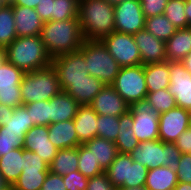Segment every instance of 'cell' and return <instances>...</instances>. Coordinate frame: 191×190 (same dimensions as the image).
<instances>
[{"label": "cell", "mask_w": 191, "mask_h": 190, "mask_svg": "<svg viewBox=\"0 0 191 190\" xmlns=\"http://www.w3.org/2000/svg\"><path fill=\"white\" fill-rule=\"evenodd\" d=\"M186 154L191 159V150L188 153H186Z\"/></svg>", "instance_id": "obj_61"}, {"label": "cell", "mask_w": 191, "mask_h": 190, "mask_svg": "<svg viewBox=\"0 0 191 190\" xmlns=\"http://www.w3.org/2000/svg\"><path fill=\"white\" fill-rule=\"evenodd\" d=\"M9 3V0H0V9L7 6Z\"/></svg>", "instance_id": "obj_58"}, {"label": "cell", "mask_w": 191, "mask_h": 190, "mask_svg": "<svg viewBox=\"0 0 191 190\" xmlns=\"http://www.w3.org/2000/svg\"><path fill=\"white\" fill-rule=\"evenodd\" d=\"M13 14L17 37L41 35L44 21L35 9L13 5Z\"/></svg>", "instance_id": "obj_19"}, {"label": "cell", "mask_w": 191, "mask_h": 190, "mask_svg": "<svg viewBox=\"0 0 191 190\" xmlns=\"http://www.w3.org/2000/svg\"><path fill=\"white\" fill-rule=\"evenodd\" d=\"M51 65L57 73L62 91L69 86V81L85 80L89 75L84 56L79 50L53 58Z\"/></svg>", "instance_id": "obj_11"}, {"label": "cell", "mask_w": 191, "mask_h": 190, "mask_svg": "<svg viewBox=\"0 0 191 190\" xmlns=\"http://www.w3.org/2000/svg\"><path fill=\"white\" fill-rule=\"evenodd\" d=\"M48 137L58 150L74 148L82 143L78 140L74 121H61L48 126Z\"/></svg>", "instance_id": "obj_20"}, {"label": "cell", "mask_w": 191, "mask_h": 190, "mask_svg": "<svg viewBox=\"0 0 191 190\" xmlns=\"http://www.w3.org/2000/svg\"><path fill=\"white\" fill-rule=\"evenodd\" d=\"M176 173L178 176V183L191 184V159L187 154H182Z\"/></svg>", "instance_id": "obj_45"}, {"label": "cell", "mask_w": 191, "mask_h": 190, "mask_svg": "<svg viewBox=\"0 0 191 190\" xmlns=\"http://www.w3.org/2000/svg\"><path fill=\"white\" fill-rule=\"evenodd\" d=\"M144 29L164 42H166L177 30L164 14L146 18Z\"/></svg>", "instance_id": "obj_31"}, {"label": "cell", "mask_w": 191, "mask_h": 190, "mask_svg": "<svg viewBox=\"0 0 191 190\" xmlns=\"http://www.w3.org/2000/svg\"><path fill=\"white\" fill-rule=\"evenodd\" d=\"M129 111L133 116L131 128L139 142L159 139V113L147 99L132 103Z\"/></svg>", "instance_id": "obj_9"}, {"label": "cell", "mask_w": 191, "mask_h": 190, "mask_svg": "<svg viewBox=\"0 0 191 190\" xmlns=\"http://www.w3.org/2000/svg\"><path fill=\"white\" fill-rule=\"evenodd\" d=\"M190 128L188 110L175 107L159 114V140L174 143L182 132Z\"/></svg>", "instance_id": "obj_14"}, {"label": "cell", "mask_w": 191, "mask_h": 190, "mask_svg": "<svg viewBox=\"0 0 191 190\" xmlns=\"http://www.w3.org/2000/svg\"><path fill=\"white\" fill-rule=\"evenodd\" d=\"M97 117L98 114L90 105L79 106L73 121L78 140L82 144L97 137Z\"/></svg>", "instance_id": "obj_23"}, {"label": "cell", "mask_w": 191, "mask_h": 190, "mask_svg": "<svg viewBox=\"0 0 191 190\" xmlns=\"http://www.w3.org/2000/svg\"><path fill=\"white\" fill-rule=\"evenodd\" d=\"M34 125H50V100L30 102L24 105Z\"/></svg>", "instance_id": "obj_38"}, {"label": "cell", "mask_w": 191, "mask_h": 190, "mask_svg": "<svg viewBox=\"0 0 191 190\" xmlns=\"http://www.w3.org/2000/svg\"><path fill=\"white\" fill-rule=\"evenodd\" d=\"M133 116L128 110L119 116V131L115 141L118 152L121 154H130L139 144L138 139L132 130Z\"/></svg>", "instance_id": "obj_27"}, {"label": "cell", "mask_w": 191, "mask_h": 190, "mask_svg": "<svg viewBox=\"0 0 191 190\" xmlns=\"http://www.w3.org/2000/svg\"><path fill=\"white\" fill-rule=\"evenodd\" d=\"M186 70L191 74V52L181 61Z\"/></svg>", "instance_id": "obj_53"}, {"label": "cell", "mask_w": 191, "mask_h": 190, "mask_svg": "<svg viewBox=\"0 0 191 190\" xmlns=\"http://www.w3.org/2000/svg\"><path fill=\"white\" fill-rule=\"evenodd\" d=\"M40 37L52 59L78 51L85 41L79 19L44 22Z\"/></svg>", "instance_id": "obj_1"}, {"label": "cell", "mask_w": 191, "mask_h": 190, "mask_svg": "<svg viewBox=\"0 0 191 190\" xmlns=\"http://www.w3.org/2000/svg\"><path fill=\"white\" fill-rule=\"evenodd\" d=\"M35 126L24 105L14 108L13 115L5 121V131L28 132Z\"/></svg>", "instance_id": "obj_35"}, {"label": "cell", "mask_w": 191, "mask_h": 190, "mask_svg": "<svg viewBox=\"0 0 191 190\" xmlns=\"http://www.w3.org/2000/svg\"><path fill=\"white\" fill-rule=\"evenodd\" d=\"M5 58L24 73L44 69L52 63L40 36L16 37L5 48Z\"/></svg>", "instance_id": "obj_3"}, {"label": "cell", "mask_w": 191, "mask_h": 190, "mask_svg": "<svg viewBox=\"0 0 191 190\" xmlns=\"http://www.w3.org/2000/svg\"><path fill=\"white\" fill-rule=\"evenodd\" d=\"M0 190H10V187L4 181L1 174H0Z\"/></svg>", "instance_id": "obj_55"}, {"label": "cell", "mask_w": 191, "mask_h": 190, "mask_svg": "<svg viewBox=\"0 0 191 190\" xmlns=\"http://www.w3.org/2000/svg\"><path fill=\"white\" fill-rule=\"evenodd\" d=\"M108 3H110V4H113V5H115V4H117V3H120V2H123V1H126V0H106Z\"/></svg>", "instance_id": "obj_59"}, {"label": "cell", "mask_w": 191, "mask_h": 190, "mask_svg": "<svg viewBox=\"0 0 191 190\" xmlns=\"http://www.w3.org/2000/svg\"><path fill=\"white\" fill-rule=\"evenodd\" d=\"M105 173L116 189L131 188L145 186L148 169L129 154L119 153Z\"/></svg>", "instance_id": "obj_7"}, {"label": "cell", "mask_w": 191, "mask_h": 190, "mask_svg": "<svg viewBox=\"0 0 191 190\" xmlns=\"http://www.w3.org/2000/svg\"><path fill=\"white\" fill-rule=\"evenodd\" d=\"M173 190H191V184L178 183Z\"/></svg>", "instance_id": "obj_54"}, {"label": "cell", "mask_w": 191, "mask_h": 190, "mask_svg": "<svg viewBox=\"0 0 191 190\" xmlns=\"http://www.w3.org/2000/svg\"><path fill=\"white\" fill-rule=\"evenodd\" d=\"M79 3L75 0H54L52 8V20L61 21L78 18Z\"/></svg>", "instance_id": "obj_40"}, {"label": "cell", "mask_w": 191, "mask_h": 190, "mask_svg": "<svg viewBox=\"0 0 191 190\" xmlns=\"http://www.w3.org/2000/svg\"><path fill=\"white\" fill-rule=\"evenodd\" d=\"M83 145L90 151L96 161H98L100 167L106 171L111 163L115 160L116 156L119 154L115 142L94 137L83 143Z\"/></svg>", "instance_id": "obj_26"}, {"label": "cell", "mask_w": 191, "mask_h": 190, "mask_svg": "<svg viewBox=\"0 0 191 190\" xmlns=\"http://www.w3.org/2000/svg\"><path fill=\"white\" fill-rule=\"evenodd\" d=\"M145 18L164 14L168 0H139Z\"/></svg>", "instance_id": "obj_44"}, {"label": "cell", "mask_w": 191, "mask_h": 190, "mask_svg": "<svg viewBox=\"0 0 191 190\" xmlns=\"http://www.w3.org/2000/svg\"><path fill=\"white\" fill-rule=\"evenodd\" d=\"M49 171L22 170L10 190H40Z\"/></svg>", "instance_id": "obj_33"}, {"label": "cell", "mask_w": 191, "mask_h": 190, "mask_svg": "<svg viewBox=\"0 0 191 190\" xmlns=\"http://www.w3.org/2000/svg\"><path fill=\"white\" fill-rule=\"evenodd\" d=\"M146 99L159 114L177 107L175 97L169 92L168 88L156 92H148Z\"/></svg>", "instance_id": "obj_36"}, {"label": "cell", "mask_w": 191, "mask_h": 190, "mask_svg": "<svg viewBox=\"0 0 191 190\" xmlns=\"http://www.w3.org/2000/svg\"><path fill=\"white\" fill-rule=\"evenodd\" d=\"M5 59V49L0 47V65L4 62Z\"/></svg>", "instance_id": "obj_57"}, {"label": "cell", "mask_w": 191, "mask_h": 190, "mask_svg": "<svg viewBox=\"0 0 191 190\" xmlns=\"http://www.w3.org/2000/svg\"><path fill=\"white\" fill-rule=\"evenodd\" d=\"M16 37L13 5L9 3L0 9V47L5 49Z\"/></svg>", "instance_id": "obj_32"}, {"label": "cell", "mask_w": 191, "mask_h": 190, "mask_svg": "<svg viewBox=\"0 0 191 190\" xmlns=\"http://www.w3.org/2000/svg\"><path fill=\"white\" fill-rule=\"evenodd\" d=\"M25 134L26 132L5 131V127L0 126V157L16 148H23Z\"/></svg>", "instance_id": "obj_41"}, {"label": "cell", "mask_w": 191, "mask_h": 190, "mask_svg": "<svg viewBox=\"0 0 191 190\" xmlns=\"http://www.w3.org/2000/svg\"><path fill=\"white\" fill-rule=\"evenodd\" d=\"M145 83L148 92H156L170 85V61L144 65Z\"/></svg>", "instance_id": "obj_25"}, {"label": "cell", "mask_w": 191, "mask_h": 190, "mask_svg": "<svg viewBox=\"0 0 191 190\" xmlns=\"http://www.w3.org/2000/svg\"><path fill=\"white\" fill-rule=\"evenodd\" d=\"M78 171L85 177L91 178L105 172L99 165L98 161L83 144L78 145Z\"/></svg>", "instance_id": "obj_34"}, {"label": "cell", "mask_w": 191, "mask_h": 190, "mask_svg": "<svg viewBox=\"0 0 191 190\" xmlns=\"http://www.w3.org/2000/svg\"><path fill=\"white\" fill-rule=\"evenodd\" d=\"M78 18L85 40H101L115 31L114 5L106 0H83Z\"/></svg>", "instance_id": "obj_2"}, {"label": "cell", "mask_w": 191, "mask_h": 190, "mask_svg": "<svg viewBox=\"0 0 191 190\" xmlns=\"http://www.w3.org/2000/svg\"><path fill=\"white\" fill-rule=\"evenodd\" d=\"M25 73L6 59L0 65V104L22 106L20 84Z\"/></svg>", "instance_id": "obj_13"}, {"label": "cell", "mask_w": 191, "mask_h": 190, "mask_svg": "<svg viewBox=\"0 0 191 190\" xmlns=\"http://www.w3.org/2000/svg\"><path fill=\"white\" fill-rule=\"evenodd\" d=\"M78 146L74 148L61 149L49 164V171L65 176L74 171H78Z\"/></svg>", "instance_id": "obj_30"}, {"label": "cell", "mask_w": 191, "mask_h": 190, "mask_svg": "<svg viewBox=\"0 0 191 190\" xmlns=\"http://www.w3.org/2000/svg\"><path fill=\"white\" fill-rule=\"evenodd\" d=\"M185 15L188 20V25L191 27V0H185Z\"/></svg>", "instance_id": "obj_52"}, {"label": "cell", "mask_w": 191, "mask_h": 190, "mask_svg": "<svg viewBox=\"0 0 191 190\" xmlns=\"http://www.w3.org/2000/svg\"><path fill=\"white\" fill-rule=\"evenodd\" d=\"M174 143L182 154L188 153L191 150V128L182 132Z\"/></svg>", "instance_id": "obj_49"}, {"label": "cell", "mask_w": 191, "mask_h": 190, "mask_svg": "<svg viewBox=\"0 0 191 190\" xmlns=\"http://www.w3.org/2000/svg\"><path fill=\"white\" fill-rule=\"evenodd\" d=\"M79 51L84 56L89 75L105 85L114 83L120 66L101 40H85Z\"/></svg>", "instance_id": "obj_5"}, {"label": "cell", "mask_w": 191, "mask_h": 190, "mask_svg": "<svg viewBox=\"0 0 191 190\" xmlns=\"http://www.w3.org/2000/svg\"><path fill=\"white\" fill-rule=\"evenodd\" d=\"M101 42L115 58L120 67L137 66L142 64L141 56L133 34L114 31L104 36Z\"/></svg>", "instance_id": "obj_10"}, {"label": "cell", "mask_w": 191, "mask_h": 190, "mask_svg": "<svg viewBox=\"0 0 191 190\" xmlns=\"http://www.w3.org/2000/svg\"><path fill=\"white\" fill-rule=\"evenodd\" d=\"M129 155L135 162L140 163L147 169L168 166L176 172L182 152L176 147L175 143L157 139L139 142L138 146Z\"/></svg>", "instance_id": "obj_4"}, {"label": "cell", "mask_w": 191, "mask_h": 190, "mask_svg": "<svg viewBox=\"0 0 191 190\" xmlns=\"http://www.w3.org/2000/svg\"><path fill=\"white\" fill-rule=\"evenodd\" d=\"M86 190H116L105 172L89 178Z\"/></svg>", "instance_id": "obj_46"}, {"label": "cell", "mask_w": 191, "mask_h": 190, "mask_svg": "<svg viewBox=\"0 0 191 190\" xmlns=\"http://www.w3.org/2000/svg\"><path fill=\"white\" fill-rule=\"evenodd\" d=\"M115 31L135 34L145 28V15L139 0H126L114 5Z\"/></svg>", "instance_id": "obj_12"}, {"label": "cell", "mask_w": 191, "mask_h": 190, "mask_svg": "<svg viewBox=\"0 0 191 190\" xmlns=\"http://www.w3.org/2000/svg\"><path fill=\"white\" fill-rule=\"evenodd\" d=\"M13 112H14V108L0 104V126L5 125V121L8 118H11V116L13 115Z\"/></svg>", "instance_id": "obj_50"}, {"label": "cell", "mask_w": 191, "mask_h": 190, "mask_svg": "<svg viewBox=\"0 0 191 190\" xmlns=\"http://www.w3.org/2000/svg\"><path fill=\"white\" fill-rule=\"evenodd\" d=\"M112 86L129 105L146 99L148 91L145 83L144 65L120 67Z\"/></svg>", "instance_id": "obj_8"}, {"label": "cell", "mask_w": 191, "mask_h": 190, "mask_svg": "<svg viewBox=\"0 0 191 190\" xmlns=\"http://www.w3.org/2000/svg\"><path fill=\"white\" fill-rule=\"evenodd\" d=\"M41 0H10L11 5L24 6L35 9Z\"/></svg>", "instance_id": "obj_51"}, {"label": "cell", "mask_w": 191, "mask_h": 190, "mask_svg": "<svg viewBox=\"0 0 191 190\" xmlns=\"http://www.w3.org/2000/svg\"><path fill=\"white\" fill-rule=\"evenodd\" d=\"M23 105L30 102L49 101L60 91L57 73L52 65L25 73L20 84Z\"/></svg>", "instance_id": "obj_6"}, {"label": "cell", "mask_w": 191, "mask_h": 190, "mask_svg": "<svg viewBox=\"0 0 191 190\" xmlns=\"http://www.w3.org/2000/svg\"><path fill=\"white\" fill-rule=\"evenodd\" d=\"M63 181L67 190H86L89 178L79 171H74L63 176Z\"/></svg>", "instance_id": "obj_43"}, {"label": "cell", "mask_w": 191, "mask_h": 190, "mask_svg": "<svg viewBox=\"0 0 191 190\" xmlns=\"http://www.w3.org/2000/svg\"><path fill=\"white\" fill-rule=\"evenodd\" d=\"M79 106L72 96L61 90L50 99V124L73 120Z\"/></svg>", "instance_id": "obj_22"}, {"label": "cell", "mask_w": 191, "mask_h": 190, "mask_svg": "<svg viewBox=\"0 0 191 190\" xmlns=\"http://www.w3.org/2000/svg\"><path fill=\"white\" fill-rule=\"evenodd\" d=\"M23 149L35 152L48 164L52 162L58 151L49 140L48 126L40 125L33 126L25 134Z\"/></svg>", "instance_id": "obj_17"}, {"label": "cell", "mask_w": 191, "mask_h": 190, "mask_svg": "<svg viewBox=\"0 0 191 190\" xmlns=\"http://www.w3.org/2000/svg\"><path fill=\"white\" fill-rule=\"evenodd\" d=\"M54 0H41L38 2L35 10L38 13L39 17L44 21L52 20V8Z\"/></svg>", "instance_id": "obj_48"}, {"label": "cell", "mask_w": 191, "mask_h": 190, "mask_svg": "<svg viewBox=\"0 0 191 190\" xmlns=\"http://www.w3.org/2000/svg\"><path fill=\"white\" fill-rule=\"evenodd\" d=\"M77 3H80V2H82L83 0H75Z\"/></svg>", "instance_id": "obj_62"}, {"label": "cell", "mask_w": 191, "mask_h": 190, "mask_svg": "<svg viewBox=\"0 0 191 190\" xmlns=\"http://www.w3.org/2000/svg\"><path fill=\"white\" fill-rule=\"evenodd\" d=\"M40 190H67L63 181V176L48 172Z\"/></svg>", "instance_id": "obj_47"}, {"label": "cell", "mask_w": 191, "mask_h": 190, "mask_svg": "<svg viewBox=\"0 0 191 190\" xmlns=\"http://www.w3.org/2000/svg\"><path fill=\"white\" fill-rule=\"evenodd\" d=\"M23 170L49 171V164L39 155L22 148Z\"/></svg>", "instance_id": "obj_42"}, {"label": "cell", "mask_w": 191, "mask_h": 190, "mask_svg": "<svg viewBox=\"0 0 191 190\" xmlns=\"http://www.w3.org/2000/svg\"><path fill=\"white\" fill-rule=\"evenodd\" d=\"M23 170L22 148H16L0 157V174L11 188Z\"/></svg>", "instance_id": "obj_28"}, {"label": "cell", "mask_w": 191, "mask_h": 190, "mask_svg": "<svg viewBox=\"0 0 191 190\" xmlns=\"http://www.w3.org/2000/svg\"><path fill=\"white\" fill-rule=\"evenodd\" d=\"M177 184V173L168 166L148 169L145 182L147 190H173Z\"/></svg>", "instance_id": "obj_29"}, {"label": "cell", "mask_w": 191, "mask_h": 190, "mask_svg": "<svg viewBox=\"0 0 191 190\" xmlns=\"http://www.w3.org/2000/svg\"><path fill=\"white\" fill-rule=\"evenodd\" d=\"M105 86L98 78L88 75L87 79L69 81V86L64 90L72 96L80 106L90 105L93 98Z\"/></svg>", "instance_id": "obj_21"}, {"label": "cell", "mask_w": 191, "mask_h": 190, "mask_svg": "<svg viewBox=\"0 0 191 190\" xmlns=\"http://www.w3.org/2000/svg\"><path fill=\"white\" fill-rule=\"evenodd\" d=\"M188 114H189V124H190V128H191V109L188 110Z\"/></svg>", "instance_id": "obj_60"}, {"label": "cell", "mask_w": 191, "mask_h": 190, "mask_svg": "<svg viewBox=\"0 0 191 190\" xmlns=\"http://www.w3.org/2000/svg\"><path fill=\"white\" fill-rule=\"evenodd\" d=\"M116 190H147L145 186L131 188H117Z\"/></svg>", "instance_id": "obj_56"}, {"label": "cell", "mask_w": 191, "mask_h": 190, "mask_svg": "<svg viewBox=\"0 0 191 190\" xmlns=\"http://www.w3.org/2000/svg\"><path fill=\"white\" fill-rule=\"evenodd\" d=\"M169 92L175 97L177 107L191 109V74L180 61H170Z\"/></svg>", "instance_id": "obj_15"}, {"label": "cell", "mask_w": 191, "mask_h": 190, "mask_svg": "<svg viewBox=\"0 0 191 190\" xmlns=\"http://www.w3.org/2000/svg\"><path fill=\"white\" fill-rule=\"evenodd\" d=\"M166 60L182 61L191 52V27L177 29L165 42Z\"/></svg>", "instance_id": "obj_24"}, {"label": "cell", "mask_w": 191, "mask_h": 190, "mask_svg": "<svg viewBox=\"0 0 191 190\" xmlns=\"http://www.w3.org/2000/svg\"><path fill=\"white\" fill-rule=\"evenodd\" d=\"M185 0H168L164 9V15L177 28H188V20L185 15Z\"/></svg>", "instance_id": "obj_37"}, {"label": "cell", "mask_w": 191, "mask_h": 190, "mask_svg": "<svg viewBox=\"0 0 191 190\" xmlns=\"http://www.w3.org/2000/svg\"><path fill=\"white\" fill-rule=\"evenodd\" d=\"M133 37L143 65L167 61L164 41L157 39L145 29L133 34Z\"/></svg>", "instance_id": "obj_18"}, {"label": "cell", "mask_w": 191, "mask_h": 190, "mask_svg": "<svg viewBox=\"0 0 191 190\" xmlns=\"http://www.w3.org/2000/svg\"><path fill=\"white\" fill-rule=\"evenodd\" d=\"M99 115L119 117L126 113L130 105L118 94L112 85H105L90 103Z\"/></svg>", "instance_id": "obj_16"}, {"label": "cell", "mask_w": 191, "mask_h": 190, "mask_svg": "<svg viewBox=\"0 0 191 190\" xmlns=\"http://www.w3.org/2000/svg\"><path fill=\"white\" fill-rule=\"evenodd\" d=\"M97 137L115 142L119 131V117L99 115L97 117Z\"/></svg>", "instance_id": "obj_39"}]
</instances>
